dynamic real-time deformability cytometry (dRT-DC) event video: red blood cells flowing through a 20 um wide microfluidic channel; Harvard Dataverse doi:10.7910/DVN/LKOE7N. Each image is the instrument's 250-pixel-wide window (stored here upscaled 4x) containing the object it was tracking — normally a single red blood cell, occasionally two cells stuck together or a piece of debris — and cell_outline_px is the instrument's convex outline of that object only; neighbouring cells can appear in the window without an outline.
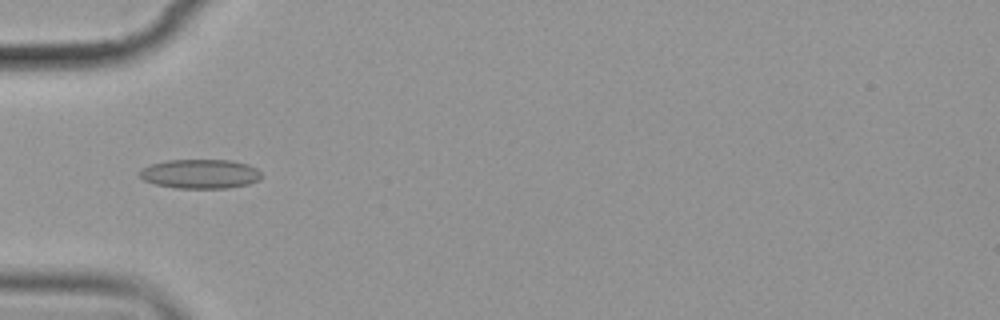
{"species": "common noctule bat (a hibernating species)", "species_latin": "Nyctalus noctula", "temperature_condition": "cold", "stored_images_in_passage": 2, "camera_frame_rate_fps": 3000, "um_per_image_px": 0.085, "animal": {"sex": "female", "body_mass_g": 19.9}, "frame": {"image": 1, "passage_image": 2, "time_ms": 1.0, "image_size_px": [1000, 320], "cell_outline_px": [[260, 176], [256, 180], [248, 184], [228, 188], [176, 188], [156, 184], [144, 180], [136, 172], [140, 168], [148, 164], [168, 160], [228, 160], [248, 164], [256, 168], [260, 172]], "centroid_in_image_um": [16.94, 14.77], "position_along_channel_um": 68.1, "area_um2": 20.81}}